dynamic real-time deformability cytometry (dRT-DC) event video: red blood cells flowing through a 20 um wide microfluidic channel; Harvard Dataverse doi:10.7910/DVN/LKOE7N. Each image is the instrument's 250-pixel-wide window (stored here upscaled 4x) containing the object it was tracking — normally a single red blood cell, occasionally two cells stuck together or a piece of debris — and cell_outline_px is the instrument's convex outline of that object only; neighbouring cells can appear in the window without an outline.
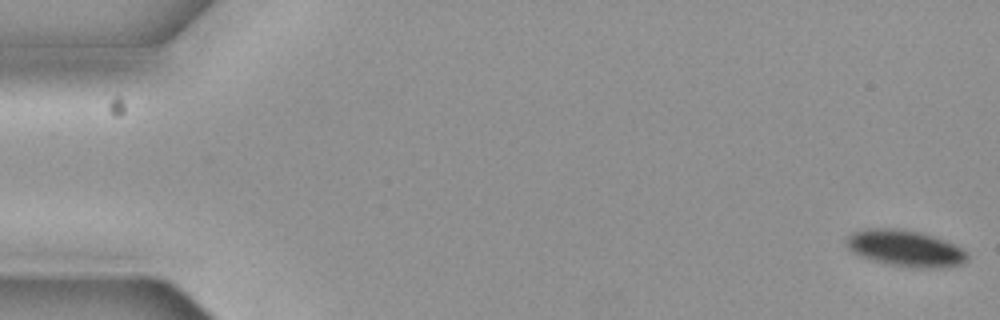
{"species": "common noctule bat (a hibernating species)", "species_latin": "Nyctalus noctula", "temperature_condition": "cold", "stored_images_in_passage": 3, "camera_frame_rate_fps": 3000, "um_per_image_px": 0.085, "animal": {"sex": "female", "body_mass_g": 19.3, "forearm_length_mm": 54.1}, "frame": {"image": 1, "passage_image": 1, "time_ms": 0.0, "image_size_px": [1000, 320], "cell_outline_px": [[968, 260], [964, 264], [940, 268], [916, 268], [888, 264], [872, 260], [860, 256], [852, 252], [848, 248], [848, 236], [852, 232], [868, 228], [896, 228], [920, 232], [944, 240], [960, 248], [968, 256]], "centroid_in_image_um": [76.95, 21.11], "position_along_channel_um": 8.1, "area_um2": 25.49}}
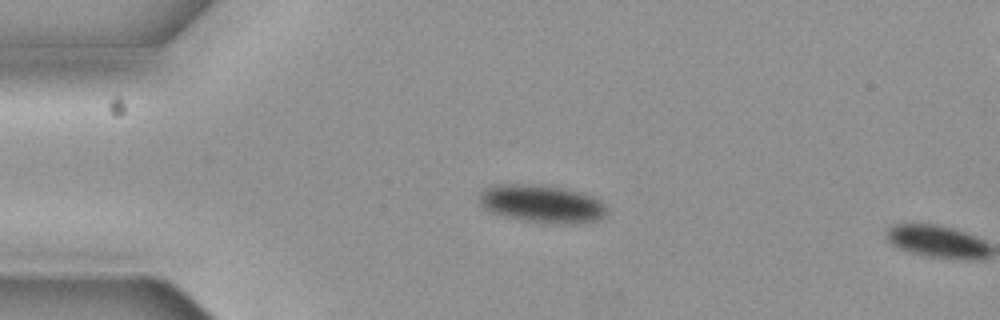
{"frame": {"image": 2, "passage_image": 2, "time_ms": 0.333, "image_size_px": [1000, 320], "cell_outline_px": [[604, 216], [596, 220], [572, 224], [548, 224], [524, 220], [504, 216], [492, 212], [484, 208], [480, 204], [480, 192], [484, 188], [496, 184], [540, 184], [564, 188], [584, 192], [600, 200], [604, 204]], "centroid_in_image_um": [46.04, 17.31], "position_along_channel_um": 39.0, "area_um2": 28.26}}